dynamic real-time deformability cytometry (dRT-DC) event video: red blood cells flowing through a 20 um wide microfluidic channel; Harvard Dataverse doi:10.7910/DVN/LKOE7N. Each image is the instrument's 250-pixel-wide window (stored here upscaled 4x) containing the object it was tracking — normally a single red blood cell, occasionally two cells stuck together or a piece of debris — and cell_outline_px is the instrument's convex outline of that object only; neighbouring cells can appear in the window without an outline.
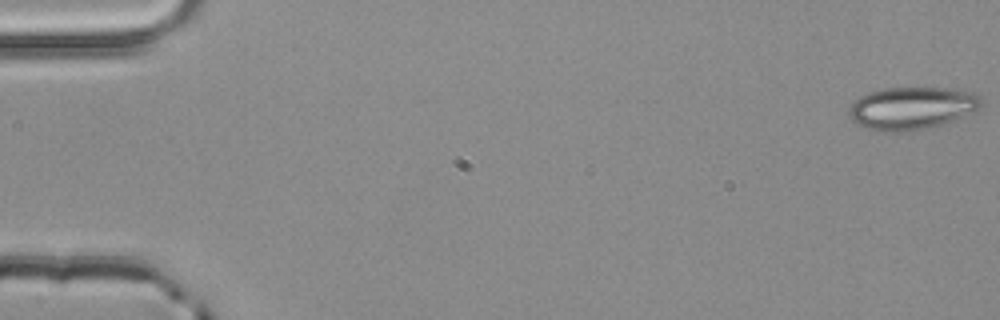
{"species": "common noctule bat (a hibernating species)", "species_latin": "Nyctalus noctula", "temperature_condition": "room temperature", "stored_images_in_passage": 53, "camera_frame_rate_fps": 3000, "um_per_image_px": 0.085, "animal": {"sex": "male", "body_mass_g": 20.4}, "frame": {"image": 1, "passage_image": 1, "time_ms": 0.0, "image_size_px": [1000, 320], "cell_outline_px": [[984, 100], [976, 108], [952, 120], [928, 128], [908, 132], [884, 132], [868, 128], [856, 124], [848, 116], [848, 112], [852, 104], [860, 96], [868, 92], [884, 88], [948, 88], [976, 92]], "centroid_in_image_um": [77.46, 9.19], "position_along_channel_um": 7.5, "area_um2": 32.66}}
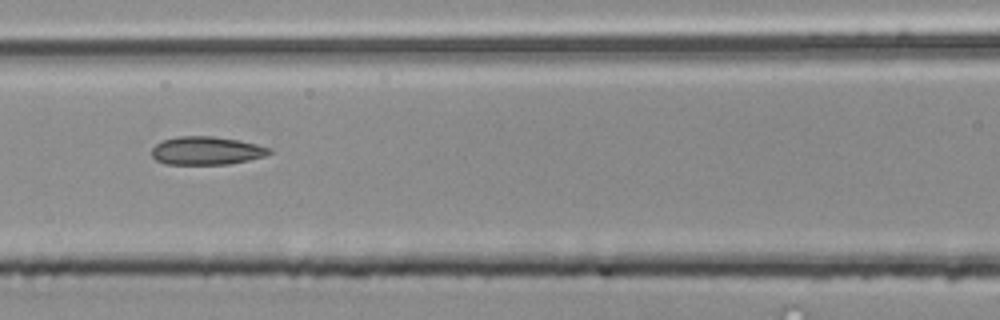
{"frame": {"image": 2, "passage_image": 24, "time_ms": 7.667, "image_size_px": [1000, 320], "cell_outline_px": [[272, 152], [264, 156], [248, 160], [228, 164], [164, 164], [156, 160], [152, 156], [152, 148], [156, 144], [164, 140], [180, 136], [212, 136], [236, 140], [256, 144], [272, 148]], "centroid_in_image_um": [17.54, 12.81], "position_along_channel_um": 149.1, "area_um2": 19.19}}
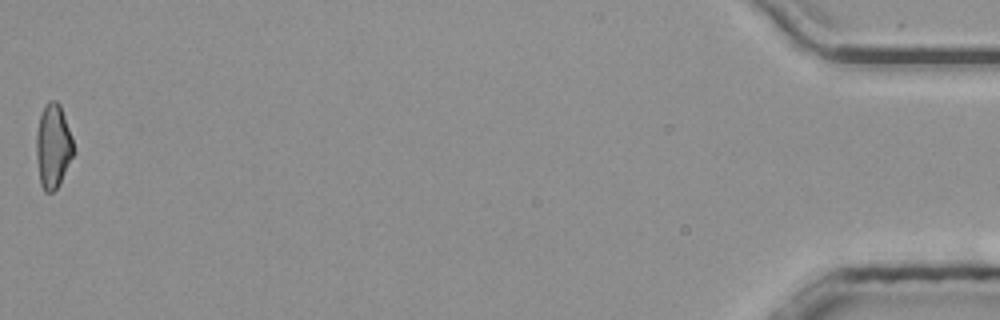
{"frame": {"image": 3, "passage_image": 53, "time_ms": 17.333, "image_size_px": [1000, 320], "cell_outline_px": [[76, 152], [60, 184], [52, 192], [44, 192], [40, 184], [36, 156], [36, 136], [40, 116], [44, 104], [48, 100], [56, 100], [60, 104], [72, 136]], "centroid_in_image_um": [4.53, 12.43], "position_along_channel_um": 430.7, "area_um2": 18.67}, "authors_computed_cell_mechanics": {"area_um2": 19.074, "velocity_mm_per_s": 3.9895, "shape_relaxation_time_tau1_ms": null, "shape_relaxation_time_tau2_ms": 2.6973, "deformation_change_tau1": null, "deformation_change_tau2": 0.1056}}